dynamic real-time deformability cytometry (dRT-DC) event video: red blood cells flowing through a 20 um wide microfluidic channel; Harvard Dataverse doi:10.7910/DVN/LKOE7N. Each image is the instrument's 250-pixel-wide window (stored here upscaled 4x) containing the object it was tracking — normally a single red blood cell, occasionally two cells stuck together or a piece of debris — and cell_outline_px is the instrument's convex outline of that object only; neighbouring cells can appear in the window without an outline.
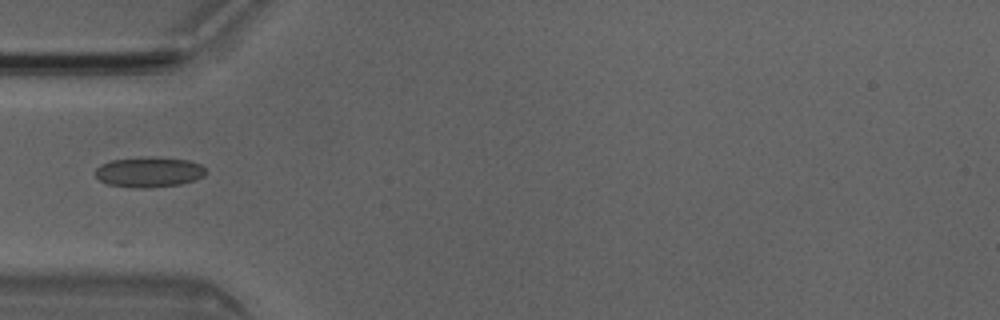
{"species": "Egyptian fruit bat (a non-hibernating species)", "species_latin": "Rousettus aegyptiacus", "temperature_condition": "room temperature", "stored_images_in_passage": 5, "camera_frame_rate_fps": 3000, "um_per_image_px": 0.085, "animal": {"sex": "male"}, "frame": {"image": 1, "passage_image": 4, "time_ms": 1.0, "image_size_px": [1000, 320], "cell_outline_px": [[208, 172], [204, 176], [196, 180], [180, 184], [152, 188], [132, 188], [108, 184], [100, 180], [96, 176], [96, 168], [100, 164], [112, 160], [148, 156], [160, 156], [188, 160], [200, 164]], "centroid_in_image_um": [12.69, 14.62], "position_along_channel_um": 72.3, "area_um2": 19.88}}